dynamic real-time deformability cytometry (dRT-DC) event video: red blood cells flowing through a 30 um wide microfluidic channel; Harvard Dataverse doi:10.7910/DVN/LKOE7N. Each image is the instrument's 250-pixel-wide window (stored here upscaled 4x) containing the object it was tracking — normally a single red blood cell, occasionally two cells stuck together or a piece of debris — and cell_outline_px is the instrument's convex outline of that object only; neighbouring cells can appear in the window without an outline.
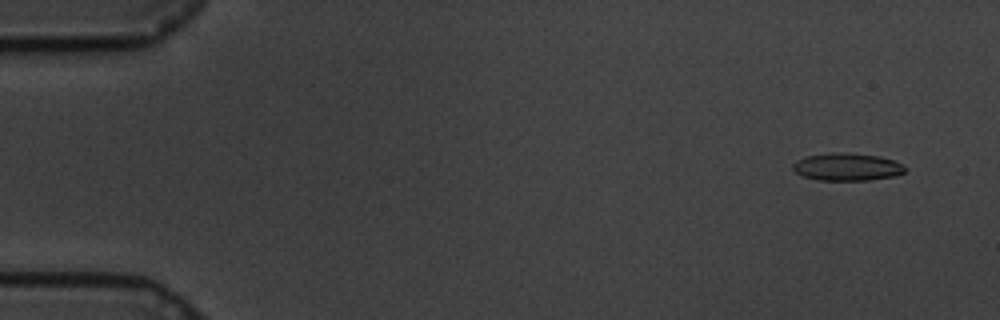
{"species": "common noctule bat (a hibernating species)", "species_latin": "Nyctalus noctula", "temperature_condition": "cold", "stored_images_in_passage": 57, "camera_frame_rate_fps": 3000, "um_per_image_px": 0.085, "animal": {"sex": "male", "body_mass_g": 19.5, "forearm_length_mm": 54.6}, "frame": {"image": 1, "passage_image": 4, "time_ms": 1.0, "image_size_px": [1000, 320], "cell_outline_px": [[908, 168], [904, 172], [896, 176], [868, 180], [820, 180], [804, 176], [796, 172], [792, 168], [792, 164], [796, 160], [808, 156], [832, 152], [848, 152], [880, 156], [892, 160]], "centroid_in_image_um": [72.01, 14.18], "position_along_channel_um": 13.0, "area_um2": 18.03}}
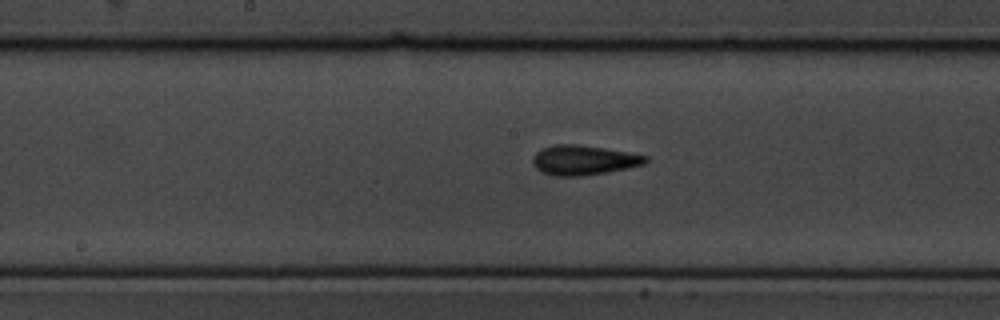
{"frame": {"image": 2, "passage_image": 31, "time_ms": 10.0, "image_size_px": [1000, 320], "cell_outline_px": [[648, 160], [644, 164], [628, 168], [580, 176], [556, 176], [540, 172], [532, 164], [532, 156], [540, 148], [556, 144], [576, 144], [604, 148], [628, 152], [648, 156]], "centroid_in_image_um": [49.56, 13.6], "position_along_channel_um": 198.6, "area_um2": 19.59}}
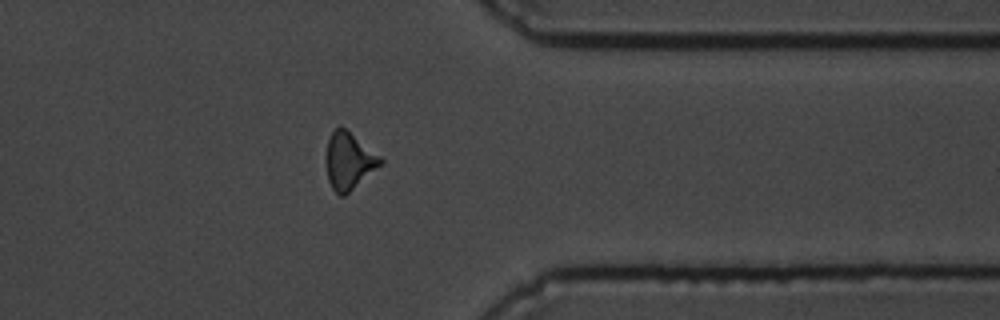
{"frame": {"image": 3, "passage_image": 48, "time_ms": 15.667, "image_size_px": [1000, 320], "cell_outline_px": [[384, 164], [344, 196], [340, 196], [332, 188], [328, 180], [324, 156], [328, 140], [332, 132], [336, 128], [344, 128], [380, 156], [384, 160]], "centroid_in_image_um": [29.65, 13.72], "position_along_channel_um": 381.7, "area_um2": 18.09}}